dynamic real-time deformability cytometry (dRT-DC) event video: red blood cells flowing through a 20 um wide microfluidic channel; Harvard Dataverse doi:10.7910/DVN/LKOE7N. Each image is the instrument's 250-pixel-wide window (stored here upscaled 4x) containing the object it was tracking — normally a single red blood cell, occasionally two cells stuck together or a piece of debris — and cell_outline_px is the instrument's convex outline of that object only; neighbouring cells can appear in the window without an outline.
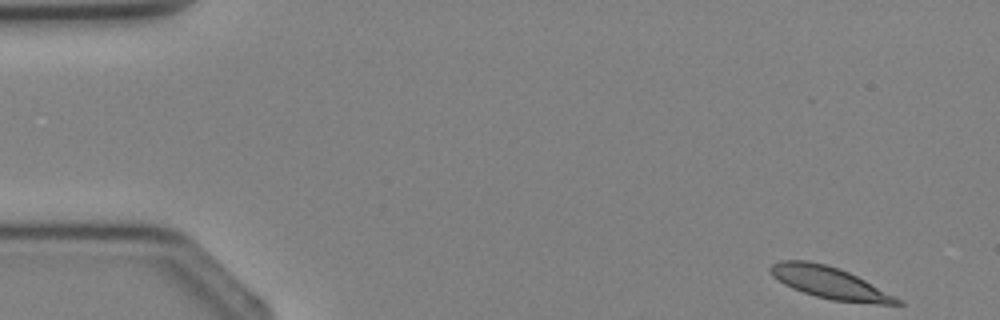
{"species": "Egyptian fruit bat (a non-hibernating species)", "species_latin": "Rousettus aegyptiacus", "temperature_condition": "cold", "stored_images_in_passage": 4, "camera_frame_rate_fps": 3000, "um_per_image_px": 0.085, "animal": {"sex": "female"}, "frame": {"image": 1, "passage_image": 1, "time_ms": 0.0, "image_size_px": [1000, 320], "cell_outline_px": [[904, 304], [880, 304], [832, 300], [816, 296], [792, 288], [784, 284], [772, 276], [768, 268], [772, 264], [780, 260], [808, 260], [840, 268], [904, 300]], "centroid_in_image_um": [70.51, 24.02], "position_along_channel_um": 14.5, "area_um2": 23.41}}